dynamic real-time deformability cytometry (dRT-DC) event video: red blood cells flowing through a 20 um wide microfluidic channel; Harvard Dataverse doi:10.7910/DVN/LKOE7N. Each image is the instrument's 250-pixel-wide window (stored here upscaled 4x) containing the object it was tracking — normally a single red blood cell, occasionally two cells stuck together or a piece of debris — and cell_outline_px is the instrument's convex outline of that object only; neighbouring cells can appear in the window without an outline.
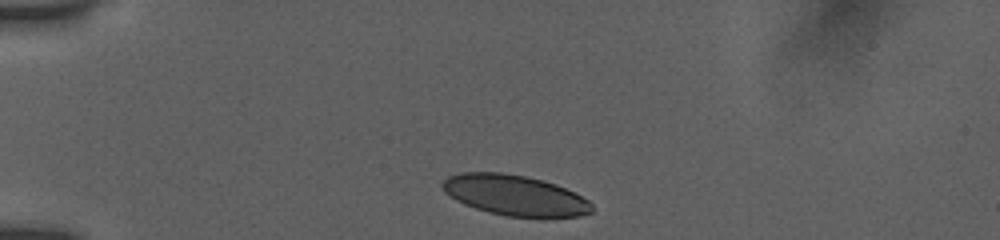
{"species": "human", "species_latin": "Homo sapiens", "temperature_condition": "room temperature", "stored_images_in_passage": 4, "camera_frame_rate_fps": 3000, "um_per_image_px": 0.085, "donor": {"sex": "female"}, "frame": {"image": 1, "passage_image": 1, "time_ms": 0.0, "image_size_px": [1000, 240], "cell_outline_px": [[592, 212], [580, 216], [544, 220], [508, 216], [488, 212], [464, 204], [456, 200], [444, 192], [440, 184], [448, 176], [460, 172], [500, 172], [524, 176], [544, 180], [556, 184], [588, 200], [592, 204]], "centroid_in_image_um": [43.78, 16.63], "position_along_channel_um": 41.2, "area_um2": 35.95}}
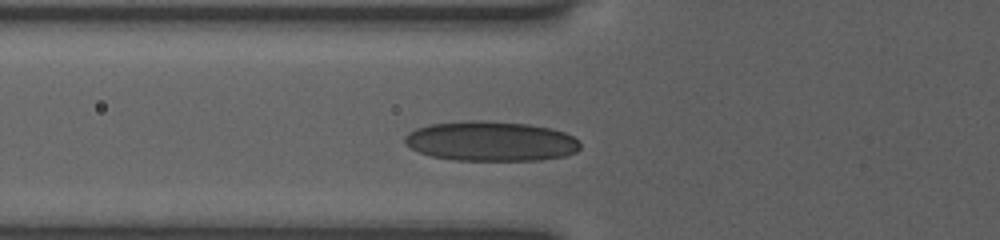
{"frame": {"image": 2, "passage_image": 4, "time_ms": 2.333, "image_size_px": [1000, 240], "cell_outline_px": [[580, 148], [576, 152], [564, 156], [540, 160], [456, 160], [432, 156], [420, 152], [412, 148], [404, 140], [404, 136], [408, 132], [416, 128], [428, 124], [468, 120], [480, 120], [528, 124], [548, 128], [564, 132], [572, 136], [580, 144]], "centroid_in_image_um": [41.71, 12.0], "position_along_channel_um": 84.1, "area_um2": 40.58}}